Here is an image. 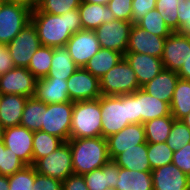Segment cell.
Instances as JSON below:
<instances>
[{"mask_svg": "<svg viewBox=\"0 0 190 190\" xmlns=\"http://www.w3.org/2000/svg\"><path fill=\"white\" fill-rule=\"evenodd\" d=\"M64 141L57 136L42 130L34 131L33 136V165L59 148Z\"/></svg>", "mask_w": 190, "mask_h": 190, "instance_id": "obj_33", "label": "cell"}, {"mask_svg": "<svg viewBox=\"0 0 190 190\" xmlns=\"http://www.w3.org/2000/svg\"><path fill=\"white\" fill-rule=\"evenodd\" d=\"M45 112L46 104L44 102L36 100L34 97L28 98L22 113L20 126L31 131L41 130Z\"/></svg>", "mask_w": 190, "mask_h": 190, "instance_id": "obj_31", "label": "cell"}, {"mask_svg": "<svg viewBox=\"0 0 190 190\" xmlns=\"http://www.w3.org/2000/svg\"><path fill=\"white\" fill-rule=\"evenodd\" d=\"M153 190H190V177L173 163L151 172Z\"/></svg>", "mask_w": 190, "mask_h": 190, "instance_id": "obj_18", "label": "cell"}, {"mask_svg": "<svg viewBox=\"0 0 190 190\" xmlns=\"http://www.w3.org/2000/svg\"><path fill=\"white\" fill-rule=\"evenodd\" d=\"M178 79L177 72L163 68L157 76L141 88L151 96L170 105Z\"/></svg>", "mask_w": 190, "mask_h": 190, "instance_id": "obj_22", "label": "cell"}, {"mask_svg": "<svg viewBox=\"0 0 190 190\" xmlns=\"http://www.w3.org/2000/svg\"><path fill=\"white\" fill-rule=\"evenodd\" d=\"M136 25L159 37L167 38L172 33L157 9L150 10Z\"/></svg>", "mask_w": 190, "mask_h": 190, "instance_id": "obj_35", "label": "cell"}, {"mask_svg": "<svg viewBox=\"0 0 190 190\" xmlns=\"http://www.w3.org/2000/svg\"><path fill=\"white\" fill-rule=\"evenodd\" d=\"M124 56L111 49L100 48V50L90 59L84 68L93 76L100 79L110 69H112Z\"/></svg>", "mask_w": 190, "mask_h": 190, "instance_id": "obj_29", "label": "cell"}, {"mask_svg": "<svg viewBox=\"0 0 190 190\" xmlns=\"http://www.w3.org/2000/svg\"><path fill=\"white\" fill-rule=\"evenodd\" d=\"M0 190H9L8 176L0 175Z\"/></svg>", "mask_w": 190, "mask_h": 190, "instance_id": "obj_51", "label": "cell"}, {"mask_svg": "<svg viewBox=\"0 0 190 190\" xmlns=\"http://www.w3.org/2000/svg\"><path fill=\"white\" fill-rule=\"evenodd\" d=\"M190 55V35L172 32L165 40L161 57L163 68L178 72Z\"/></svg>", "mask_w": 190, "mask_h": 190, "instance_id": "obj_12", "label": "cell"}, {"mask_svg": "<svg viewBox=\"0 0 190 190\" xmlns=\"http://www.w3.org/2000/svg\"><path fill=\"white\" fill-rule=\"evenodd\" d=\"M33 97L45 104L71 101L67 89V80L56 78L38 79Z\"/></svg>", "mask_w": 190, "mask_h": 190, "instance_id": "obj_21", "label": "cell"}, {"mask_svg": "<svg viewBox=\"0 0 190 190\" xmlns=\"http://www.w3.org/2000/svg\"><path fill=\"white\" fill-rule=\"evenodd\" d=\"M171 115L181 120L190 113V80L179 78L170 103Z\"/></svg>", "mask_w": 190, "mask_h": 190, "instance_id": "obj_30", "label": "cell"}, {"mask_svg": "<svg viewBox=\"0 0 190 190\" xmlns=\"http://www.w3.org/2000/svg\"><path fill=\"white\" fill-rule=\"evenodd\" d=\"M99 81L101 95L106 96L131 94L141 88L134 70L124 57Z\"/></svg>", "mask_w": 190, "mask_h": 190, "instance_id": "obj_5", "label": "cell"}, {"mask_svg": "<svg viewBox=\"0 0 190 190\" xmlns=\"http://www.w3.org/2000/svg\"><path fill=\"white\" fill-rule=\"evenodd\" d=\"M72 154L73 172L84 175L94 169L101 168L110 161L106 138L69 139Z\"/></svg>", "mask_w": 190, "mask_h": 190, "instance_id": "obj_3", "label": "cell"}, {"mask_svg": "<svg viewBox=\"0 0 190 190\" xmlns=\"http://www.w3.org/2000/svg\"><path fill=\"white\" fill-rule=\"evenodd\" d=\"M37 79L25 67H14L0 75V92L2 94H18L28 98L35 93Z\"/></svg>", "mask_w": 190, "mask_h": 190, "instance_id": "obj_15", "label": "cell"}, {"mask_svg": "<svg viewBox=\"0 0 190 190\" xmlns=\"http://www.w3.org/2000/svg\"><path fill=\"white\" fill-rule=\"evenodd\" d=\"M133 0H109L108 8L113 12L115 19L132 22Z\"/></svg>", "mask_w": 190, "mask_h": 190, "instance_id": "obj_42", "label": "cell"}, {"mask_svg": "<svg viewBox=\"0 0 190 190\" xmlns=\"http://www.w3.org/2000/svg\"><path fill=\"white\" fill-rule=\"evenodd\" d=\"M179 78L190 80V55L177 72Z\"/></svg>", "mask_w": 190, "mask_h": 190, "instance_id": "obj_49", "label": "cell"}, {"mask_svg": "<svg viewBox=\"0 0 190 190\" xmlns=\"http://www.w3.org/2000/svg\"><path fill=\"white\" fill-rule=\"evenodd\" d=\"M102 137L118 133L129 124L137 123L136 91L120 96H100Z\"/></svg>", "mask_w": 190, "mask_h": 190, "instance_id": "obj_2", "label": "cell"}, {"mask_svg": "<svg viewBox=\"0 0 190 190\" xmlns=\"http://www.w3.org/2000/svg\"><path fill=\"white\" fill-rule=\"evenodd\" d=\"M33 166L37 173L63 182L68 176L74 174L68 141L48 156L39 159Z\"/></svg>", "mask_w": 190, "mask_h": 190, "instance_id": "obj_7", "label": "cell"}, {"mask_svg": "<svg viewBox=\"0 0 190 190\" xmlns=\"http://www.w3.org/2000/svg\"><path fill=\"white\" fill-rule=\"evenodd\" d=\"M5 2H19L32 6V0H5Z\"/></svg>", "mask_w": 190, "mask_h": 190, "instance_id": "obj_53", "label": "cell"}, {"mask_svg": "<svg viewBox=\"0 0 190 190\" xmlns=\"http://www.w3.org/2000/svg\"><path fill=\"white\" fill-rule=\"evenodd\" d=\"M104 190H117V189L114 188V187H108V188H106V189H104Z\"/></svg>", "mask_w": 190, "mask_h": 190, "instance_id": "obj_57", "label": "cell"}, {"mask_svg": "<svg viewBox=\"0 0 190 190\" xmlns=\"http://www.w3.org/2000/svg\"><path fill=\"white\" fill-rule=\"evenodd\" d=\"M9 190H33L35 167L26 165L22 170L8 176Z\"/></svg>", "mask_w": 190, "mask_h": 190, "instance_id": "obj_40", "label": "cell"}, {"mask_svg": "<svg viewBox=\"0 0 190 190\" xmlns=\"http://www.w3.org/2000/svg\"><path fill=\"white\" fill-rule=\"evenodd\" d=\"M33 190H62V182L49 176H44L36 172Z\"/></svg>", "mask_w": 190, "mask_h": 190, "instance_id": "obj_45", "label": "cell"}, {"mask_svg": "<svg viewBox=\"0 0 190 190\" xmlns=\"http://www.w3.org/2000/svg\"><path fill=\"white\" fill-rule=\"evenodd\" d=\"M25 166L26 164L16 154L5 147L4 142L0 143V175L11 176Z\"/></svg>", "mask_w": 190, "mask_h": 190, "instance_id": "obj_38", "label": "cell"}, {"mask_svg": "<svg viewBox=\"0 0 190 190\" xmlns=\"http://www.w3.org/2000/svg\"><path fill=\"white\" fill-rule=\"evenodd\" d=\"M174 118L163 116L144 123L146 143H164L170 134Z\"/></svg>", "mask_w": 190, "mask_h": 190, "instance_id": "obj_32", "label": "cell"}, {"mask_svg": "<svg viewBox=\"0 0 190 190\" xmlns=\"http://www.w3.org/2000/svg\"><path fill=\"white\" fill-rule=\"evenodd\" d=\"M78 68L66 46L54 47L51 67L45 78L67 80Z\"/></svg>", "mask_w": 190, "mask_h": 190, "instance_id": "obj_27", "label": "cell"}, {"mask_svg": "<svg viewBox=\"0 0 190 190\" xmlns=\"http://www.w3.org/2000/svg\"><path fill=\"white\" fill-rule=\"evenodd\" d=\"M15 67L6 45L0 44V75Z\"/></svg>", "mask_w": 190, "mask_h": 190, "instance_id": "obj_47", "label": "cell"}, {"mask_svg": "<svg viewBox=\"0 0 190 190\" xmlns=\"http://www.w3.org/2000/svg\"><path fill=\"white\" fill-rule=\"evenodd\" d=\"M73 105L72 101L46 104L41 130L67 142L70 139Z\"/></svg>", "mask_w": 190, "mask_h": 190, "instance_id": "obj_8", "label": "cell"}, {"mask_svg": "<svg viewBox=\"0 0 190 190\" xmlns=\"http://www.w3.org/2000/svg\"><path fill=\"white\" fill-rule=\"evenodd\" d=\"M124 58L134 70L139 86L142 87L163 69L161 58L136 52H126Z\"/></svg>", "mask_w": 190, "mask_h": 190, "instance_id": "obj_19", "label": "cell"}, {"mask_svg": "<svg viewBox=\"0 0 190 190\" xmlns=\"http://www.w3.org/2000/svg\"><path fill=\"white\" fill-rule=\"evenodd\" d=\"M131 27L132 22L115 19L101 24L94 32L101 48L120 52L124 56Z\"/></svg>", "mask_w": 190, "mask_h": 190, "instance_id": "obj_10", "label": "cell"}, {"mask_svg": "<svg viewBox=\"0 0 190 190\" xmlns=\"http://www.w3.org/2000/svg\"><path fill=\"white\" fill-rule=\"evenodd\" d=\"M147 150V143L145 142L127 149V151L117 155L113 161L121 168L152 172Z\"/></svg>", "mask_w": 190, "mask_h": 190, "instance_id": "obj_26", "label": "cell"}, {"mask_svg": "<svg viewBox=\"0 0 190 190\" xmlns=\"http://www.w3.org/2000/svg\"><path fill=\"white\" fill-rule=\"evenodd\" d=\"M32 6L4 2L0 10V44L8 45L30 22Z\"/></svg>", "mask_w": 190, "mask_h": 190, "instance_id": "obj_6", "label": "cell"}, {"mask_svg": "<svg viewBox=\"0 0 190 190\" xmlns=\"http://www.w3.org/2000/svg\"><path fill=\"white\" fill-rule=\"evenodd\" d=\"M181 121L190 129V113L182 118Z\"/></svg>", "mask_w": 190, "mask_h": 190, "instance_id": "obj_54", "label": "cell"}, {"mask_svg": "<svg viewBox=\"0 0 190 190\" xmlns=\"http://www.w3.org/2000/svg\"><path fill=\"white\" fill-rule=\"evenodd\" d=\"M81 0H41L35 7L45 13L62 15L69 10L79 8Z\"/></svg>", "mask_w": 190, "mask_h": 190, "instance_id": "obj_41", "label": "cell"}, {"mask_svg": "<svg viewBox=\"0 0 190 190\" xmlns=\"http://www.w3.org/2000/svg\"><path fill=\"white\" fill-rule=\"evenodd\" d=\"M102 136L100 97L94 100L74 102L70 139Z\"/></svg>", "mask_w": 190, "mask_h": 190, "instance_id": "obj_4", "label": "cell"}, {"mask_svg": "<svg viewBox=\"0 0 190 190\" xmlns=\"http://www.w3.org/2000/svg\"><path fill=\"white\" fill-rule=\"evenodd\" d=\"M81 1L89 2L93 4H102V5H107V3L109 2V0H81Z\"/></svg>", "mask_w": 190, "mask_h": 190, "instance_id": "obj_52", "label": "cell"}, {"mask_svg": "<svg viewBox=\"0 0 190 190\" xmlns=\"http://www.w3.org/2000/svg\"><path fill=\"white\" fill-rule=\"evenodd\" d=\"M166 143L173 152L184 148L190 143V129L181 120L174 119Z\"/></svg>", "mask_w": 190, "mask_h": 190, "instance_id": "obj_37", "label": "cell"}, {"mask_svg": "<svg viewBox=\"0 0 190 190\" xmlns=\"http://www.w3.org/2000/svg\"><path fill=\"white\" fill-rule=\"evenodd\" d=\"M179 0H157L156 9L161 14L172 32L179 31L178 6Z\"/></svg>", "mask_w": 190, "mask_h": 190, "instance_id": "obj_39", "label": "cell"}, {"mask_svg": "<svg viewBox=\"0 0 190 190\" xmlns=\"http://www.w3.org/2000/svg\"><path fill=\"white\" fill-rule=\"evenodd\" d=\"M117 190H153L151 172L119 167Z\"/></svg>", "mask_w": 190, "mask_h": 190, "instance_id": "obj_28", "label": "cell"}, {"mask_svg": "<svg viewBox=\"0 0 190 190\" xmlns=\"http://www.w3.org/2000/svg\"><path fill=\"white\" fill-rule=\"evenodd\" d=\"M78 10L83 30H96L101 24L115 20L107 5L81 1Z\"/></svg>", "mask_w": 190, "mask_h": 190, "instance_id": "obj_24", "label": "cell"}, {"mask_svg": "<svg viewBox=\"0 0 190 190\" xmlns=\"http://www.w3.org/2000/svg\"><path fill=\"white\" fill-rule=\"evenodd\" d=\"M41 0H32V7H34Z\"/></svg>", "mask_w": 190, "mask_h": 190, "instance_id": "obj_56", "label": "cell"}, {"mask_svg": "<svg viewBox=\"0 0 190 190\" xmlns=\"http://www.w3.org/2000/svg\"><path fill=\"white\" fill-rule=\"evenodd\" d=\"M178 14H190V0H179Z\"/></svg>", "mask_w": 190, "mask_h": 190, "instance_id": "obj_50", "label": "cell"}, {"mask_svg": "<svg viewBox=\"0 0 190 190\" xmlns=\"http://www.w3.org/2000/svg\"><path fill=\"white\" fill-rule=\"evenodd\" d=\"M66 47L75 64L83 68L101 48L94 30L74 33L67 41Z\"/></svg>", "mask_w": 190, "mask_h": 190, "instance_id": "obj_14", "label": "cell"}, {"mask_svg": "<svg viewBox=\"0 0 190 190\" xmlns=\"http://www.w3.org/2000/svg\"><path fill=\"white\" fill-rule=\"evenodd\" d=\"M34 131L23 126L4 128L3 142L26 165H33Z\"/></svg>", "mask_w": 190, "mask_h": 190, "instance_id": "obj_13", "label": "cell"}, {"mask_svg": "<svg viewBox=\"0 0 190 190\" xmlns=\"http://www.w3.org/2000/svg\"><path fill=\"white\" fill-rule=\"evenodd\" d=\"M4 2H5L4 0H0V10Z\"/></svg>", "mask_w": 190, "mask_h": 190, "instance_id": "obj_58", "label": "cell"}, {"mask_svg": "<svg viewBox=\"0 0 190 190\" xmlns=\"http://www.w3.org/2000/svg\"><path fill=\"white\" fill-rule=\"evenodd\" d=\"M172 163L190 177V143L174 152Z\"/></svg>", "mask_w": 190, "mask_h": 190, "instance_id": "obj_44", "label": "cell"}, {"mask_svg": "<svg viewBox=\"0 0 190 190\" xmlns=\"http://www.w3.org/2000/svg\"><path fill=\"white\" fill-rule=\"evenodd\" d=\"M106 141L110 160H113L127 149L146 142L144 124H129L120 132L108 136Z\"/></svg>", "mask_w": 190, "mask_h": 190, "instance_id": "obj_16", "label": "cell"}, {"mask_svg": "<svg viewBox=\"0 0 190 190\" xmlns=\"http://www.w3.org/2000/svg\"><path fill=\"white\" fill-rule=\"evenodd\" d=\"M4 128L0 125V143L3 142Z\"/></svg>", "mask_w": 190, "mask_h": 190, "instance_id": "obj_55", "label": "cell"}, {"mask_svg": "<svg viewBox=\"0 0 190 190\" xmlns=\"http://www.w3.org/2000/svg\"><path fill=\"white\" fill-rule=\"evenodd\" d=\"M62 190H89L83 175L72 174L62 182Z\"/></svg>", "mask_w": 190, "mask_h": 190, "instance_id": "obj_46", "label": "cell"}, {"mask_svg": "<svg viewBox=\"0 0 190 190\" xmlns=\"http://www.w3.org/2000/svg\"><path fill=\"white\" fill-rule=\"evenodd\" d=\"M53 47L40 46L33 54L28 70L38 79L45 78L50 70Z\"/></svg>", "mask_w": 190, "mask_h": 190, "instance_id": "obj_34", "label": "cell"}, {"mask_svg": "<svg viewBox=\"0 0 190 190\" xmlns=\"http://www.w3.org/2000/svg\"><path fill=\"white\" fill-rule=\"evenodd\" d=\"M119 166L110 160L101 168L94 169L83 175L89 190H104L108 187L117 186Z\"/></svg>", "mask_w": 190, "mask_h": 190, "instance_id": "obj_25", "label": "cell"}, {"mask_svg": "<svg viewBox=\"0 0 190 190\" xmlns=\"http://www.w3.org/2000/svg\"><path fill=\"white\" fill-rule=\"evenodd\" d=\"M147 148L148 160L152 170L172 163L174 152L166 142L147 144Z\"/></svg>", "mask_w": 190, "mask_h": 190, "instance_id": "obj_36", "label": "cell"}, {"mask_svg": "<svg viewBox=\"0 0 190 190\" xmlns=\"http://www.w3.org/2000/svg\"><path fill=\"white\" fill-rule=\"evenodd\" d=\"M179 33L190 35V14H178Z\"/></svg>", "mask_w": 190, "mask_h": 190, "instance_id": "obj_48", "label": "cell"}, {"mask_svg": "<svg viewBox=\"0 0 190 190\" xmlns=\"http://www.w3.org/2000/svg\"><path fill=\"white\" fill-rule=\"evenodd\" d=\"M28 97L18 94H2L0 103V125L3 128L20 126Z\"/></svg>", "mask_w": 190, "mask_h": 190, "instance_id": "obj_23", "label": "cell"}, {"mask_svg": "<svg viewBox=\"0 0 190 190\" xmlns=\"http://www.w3.org/2000/svg\"><path fill=\"white\" fill-rule=\"evenodd\" d=\"M1 99H2V93L0 92V103H1Z\"/></svg>", "mask_w": 190, "mask_h": 190, "instance_id": "obj_59", "label": "cell"}, {"mask_svg": "<svg viewBox=\"0 0 190 190\" xmlns=\"http://www.w3.org/2000/svg\"><path fill=\"white\" fill-rule=\"evenodd\" d=\"M166 38L156 36L136 24H132L126 52L148 54L158 58L163 55Z\"/></svg>", "mask_w": 190, "mask_h": 190, "instance_id": "obj_17", "label": "cell"}, {"mask_svg": "<svg viewBox=\"0 0 190 190\" xmlns=\"http://www.w3.org/2000/svg\"><path fill=\"white\" fill-rule=\"evenodd\" d=\"M30 21L34 24L41 46H66L71 36L83 30L78 8L62 15H53L32 8Z\"/></svg>", "mask_w": 190, "mask_h": 190, "instance_id": "obj_1", "label": "cell"}, {"mask_svg": "<svg viewBox=\"0 0 190 190\" xmlns=\"http://www.w3.org/2000/svg\"><path fill=\"white\" fill-rule=\"evenodd\" d=\"M41 46L34 24L30 21L7 45L15 67L28 68L35 51Z\"/></svg>", "mask_w": 190, "mask_h": 190, "instance_id": "obj_9", "label": "cell"}, {"mask_svg": "<svg viewBox=\"0 0 190 190\" xmlns=\"http://www.w3.org/2000/svg\"><path fill=\"white\" fill-rule=\"evenodd\" d=\"M137 123L163 116H172L170 105L145 92L142 88L136 90Z\"/></svg>", "mask_w": 190, "mask_h": 190, "instance_id": "obj_20", "label": "cell"}, {"mask_svg": "<svg viewBox=\"0 0 190 190\" xmlns=\"http://www.w3.org/2000/svg\"><path fill=\"white\" fill-rule=\"evenodd\" d=\"M157 0H133L132 1V24H136L150 10L156 9Z\"/></svg>", "mask_w": 190, "mask_h": 190, "instance_id": "obj_43", "label": "cell"}, {"mask_svg": "<svg viewBox=\"0 0 190 190\" xmlns=\"http://www.w3.org/2000/svg\"><path fill=\"white\" fill-rule=\"evenodd\" d=\"M67 89L72 102L94 100L101 96L99 79L83 67L67 79Z\"/></svg>", "mask_w": 190, "mask_h": 190, "instance_id": "obj_11", "label": "cell"}]
</instances>
